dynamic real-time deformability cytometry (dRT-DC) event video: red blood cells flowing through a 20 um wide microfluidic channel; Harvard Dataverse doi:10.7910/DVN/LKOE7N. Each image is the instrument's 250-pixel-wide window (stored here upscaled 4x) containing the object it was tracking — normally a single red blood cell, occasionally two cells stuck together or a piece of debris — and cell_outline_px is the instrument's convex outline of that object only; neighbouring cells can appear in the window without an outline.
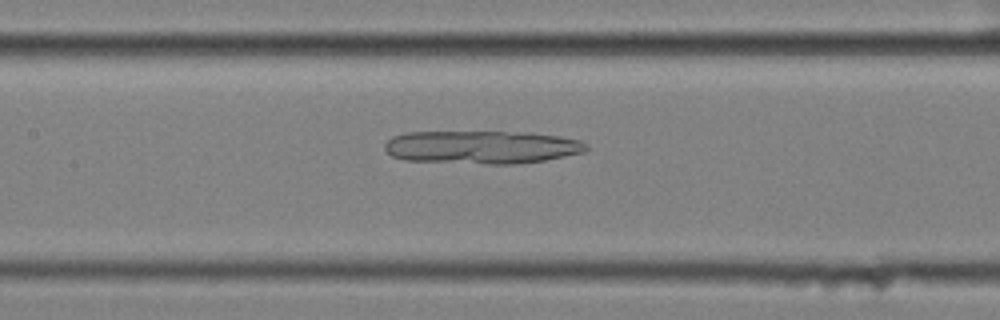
{"species": "common noctule bat (a hibernating species)", "species_latin": "Nyctalus noctula", "temperature_condition": "cold", "stored_images_in_passage": 57, "camera_frame_rate_fps": 3000, "um_per_image_px": 0.085, "animal": {"sex": "female", "body_mass_g": 25.1}, "frame": {"image": 1, "passage_image": 27, "time_ms": 8.667, "image_size_px": [1000, 320], "cell_outline_px": [[588, 148], [584, 152], [544, 160], [512, 164], [488, 164], [404, 160], [392, 156], [384, 148], [384, 144], [392, 136], [408, 132], [528, 132], [560, 136], [580, 140], [588, 144]], "centroid_in_image_um": [40.95, 12.5], "position_along_channel_um": 166.4, "area_um2": 38.96}}
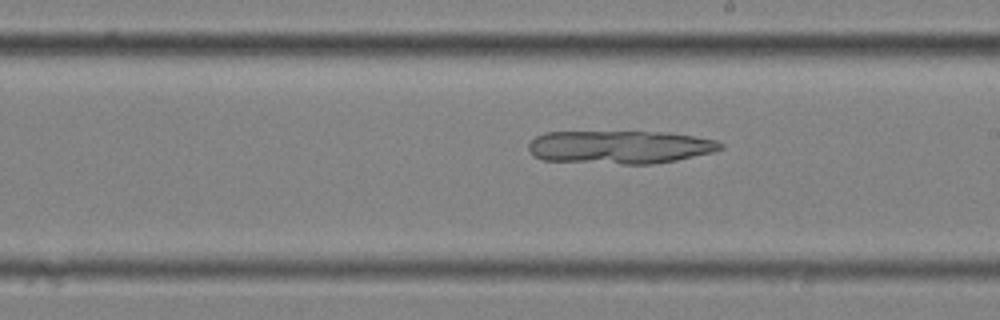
{"frame": {"image": 2, "passage_image": 33, "time_ms": 10.667, "image_size_px": [1000, 320], "cell_outline_px": [[724, 148], [716, 152], [676, 160], [652, 164], [624, 164], [544, 160], [532, 156], [528, 148], [528, 144], [536, 136], [544, 132], [664, 132], [692, 136], [716, 140], [724, 144]], "centroid_in_image_um": [52.7, 12.5], "position_along_channel_um": 236.3, "area_um2": 37.22}}
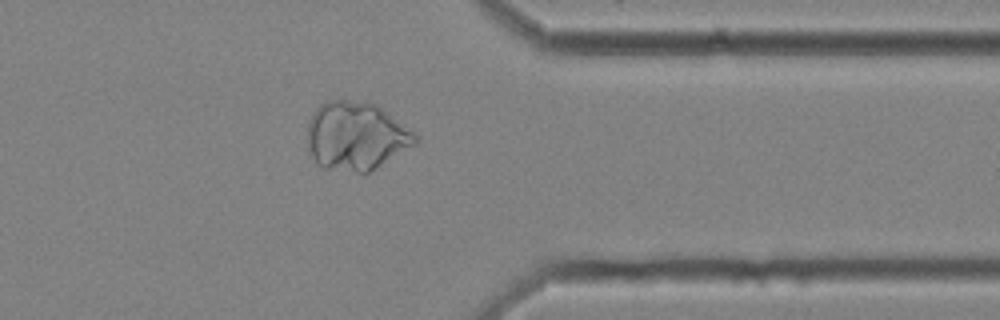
{"frame": {"image": 3, "passage_image": 46, "time_ms": 15.0, "image_size_px": [1000, 320], "cell_outline_px": [[416, 144], [368, 172], [356, 172], [324, 168], [316, 164], [308, 148], [308, 120], [312, 112], [324, 100], [348, 100], [372, 104], [380, 108], [412, 132], [416, 136]], "centroid_in_image_um": [30.19, 11.57], "position_along_channel_um": 381.2, "area_um2": 42.31}}